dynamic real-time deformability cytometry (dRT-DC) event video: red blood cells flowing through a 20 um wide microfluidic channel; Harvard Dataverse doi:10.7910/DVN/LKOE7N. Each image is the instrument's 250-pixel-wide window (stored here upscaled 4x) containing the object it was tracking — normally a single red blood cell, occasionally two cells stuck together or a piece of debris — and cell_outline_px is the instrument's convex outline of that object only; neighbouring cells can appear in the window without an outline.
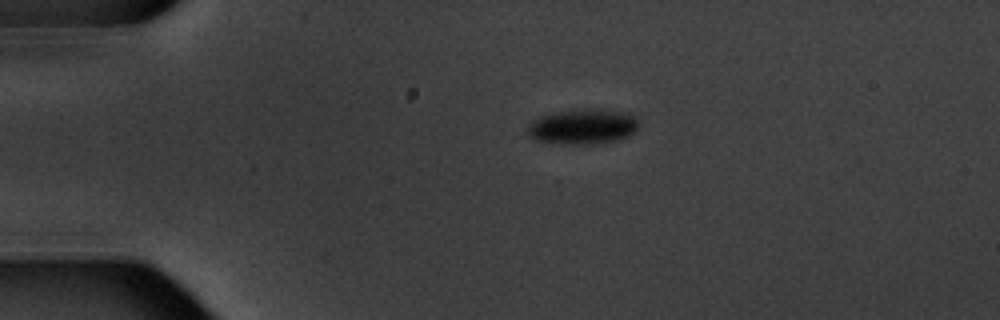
{"species": "common noctule bat (a hibernating species)", "species_latin": "Nyctalus noctula", "temperature_condition": "warm", "stored_images_in_passage": 6, "camera_frame_rate_fps": 3000, "um_per_image_px": 0.085, "animal": {"sex": "male", "body_mass_g": 20.1, "forearm_length_mm": 53.5}, "frame": {"image": 1, "passage_image": 1, "time_ms": 0.0, "image_size_px": [1000, 320], "cell_outline_px": [[636, 128], [628, 136], [616, 140], [588, 144], [564, 144], [532, 140], [528, 136], [528, 124], [532, 120], [540, 116], [556, 112], [620, 112], [632, 116], [636, 120]], "centroid_in_image_um": [49.41, 10.83], "position_along_channel_um": 35.6, "area_um2": 21.5}}
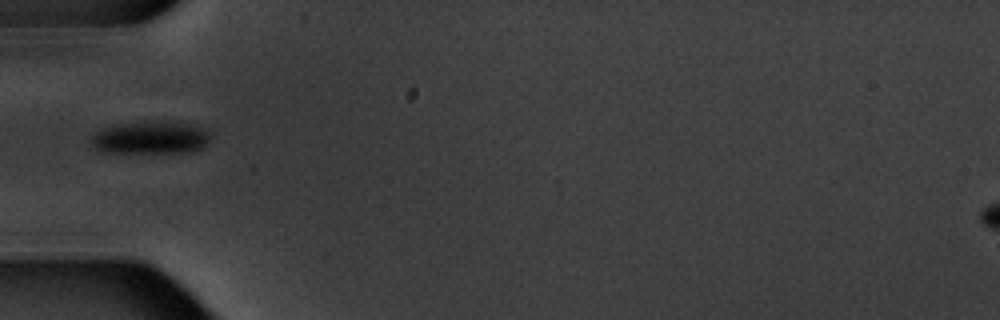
{"frame": {"image": 2, "passage_image": 3, "time_ms": 2.333, "image_size_px": [1000, 320], "cell_outline_px": [[212, 136], [200, 148], [184, 152], [100, 152], [92, 148], [88, 140], [100, 128], [116, 124], [176, 120], [204, 128]], "centroid_in_image_um": [12.73, 11.68], "position_along_channel_um": 72.3, "area_um2": 22.95}}
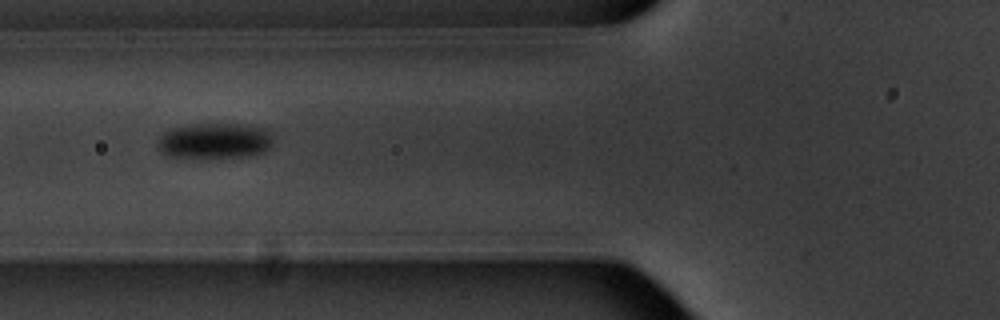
{"frame": {"image": 3, "passage_image": 4, "time_ms": 3.333, "image_size_px": [1000, 320], "cell_outline_px": [[272, 144], [264, 152], [252, 156], [168, 156], [160, 152], [156, 148], [156, 140], [164, 132], [172, 128], [192, 124], [244, 124], [264, 128], [272, 136]], "centroid_in_image_um": [18.22, 11.95], "position_along_channel_um": 107.6, "area_um2": 23.81}}